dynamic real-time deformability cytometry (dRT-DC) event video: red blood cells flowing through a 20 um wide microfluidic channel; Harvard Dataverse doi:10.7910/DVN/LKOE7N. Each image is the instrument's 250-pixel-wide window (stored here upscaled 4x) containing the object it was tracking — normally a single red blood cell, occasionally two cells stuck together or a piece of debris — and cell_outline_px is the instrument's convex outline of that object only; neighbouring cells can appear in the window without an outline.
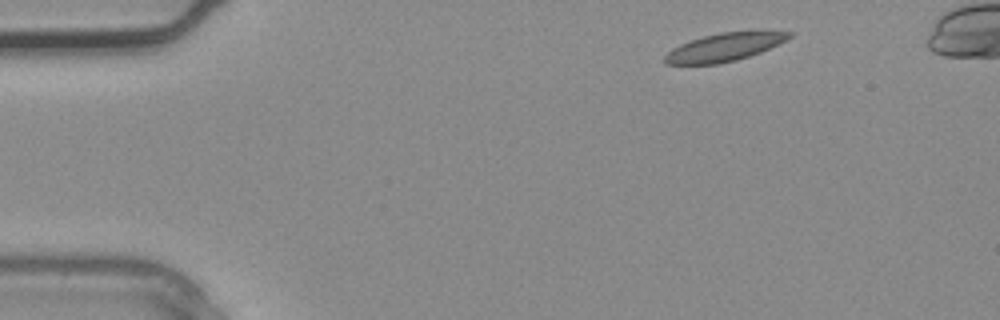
{"species": "common noctule bat (a hibernating species)", "species_latin": "Nyctalus noctula", "temperature_condition": "warm", "stored_images_in_passage": 2, "segment_of_instrument_passage": [2, 2], "camera_frame_rate_fps": 3000, "um_per_image_px": 0.085, "animal": {"sex": "male", "body_mass_g": 20.4}, "frame": {"image": 1, "passage_image": 2, "time_ms": 0.333, "image_size_px": [1000, 320], "cell_outline_px": [[792, 36], [760, 52], [736, 60], [716, 64], [664, 64], [664, 56], [672, 48], [680, 44], [704, 36], [720, 32], [792, 32]], "centroid_in_image_um": [61.48, 4.03], "position_along_channel_um": 23.5, "area_um2": 19.71}}